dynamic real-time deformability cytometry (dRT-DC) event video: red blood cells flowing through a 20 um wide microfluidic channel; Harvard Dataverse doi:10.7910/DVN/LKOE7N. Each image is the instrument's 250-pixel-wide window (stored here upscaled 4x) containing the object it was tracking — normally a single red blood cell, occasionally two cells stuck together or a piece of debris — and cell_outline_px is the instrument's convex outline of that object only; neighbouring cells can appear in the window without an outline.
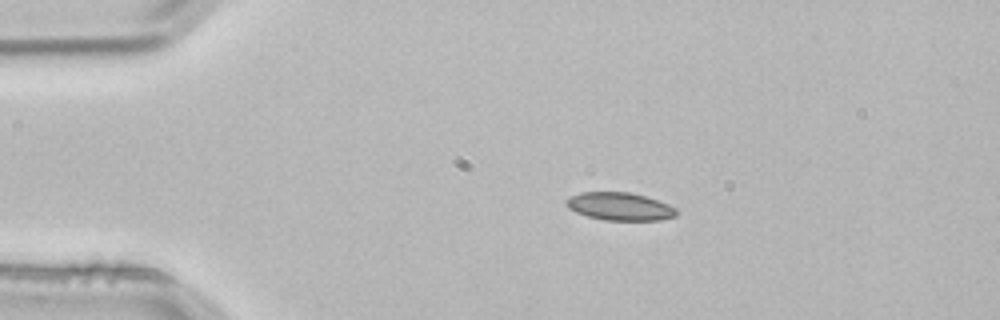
{"species": "common noctule bat (a hibernating species)", "species_latin": "Nyctalus noctula", "temperature_condition": "room temperature", "stored_images_in_passage": 2, "camera_frame_rate_fps": 3000, "um_per_image_px": 0.085, "animal": {"sex": "male", "body_mass_g": 21.5, "forearm_length_mm": 52.0}, "frame": {"image": 1, "passage_image": 1, "time_ms": 0.0, "image_size_px": [1000, 320], "cell_outline_px": [[676, 216], [660, 220], [604, 220], [588, 216], [576, 212], [568, 208], [564, 204], [564, 200], [580, 192], [632, 192], [668, 204], [676, 208]], "centroid_in_image_um": [52.65, 17.54], "position_along_channel_um": 32.4, "area_um2": 17.86}}